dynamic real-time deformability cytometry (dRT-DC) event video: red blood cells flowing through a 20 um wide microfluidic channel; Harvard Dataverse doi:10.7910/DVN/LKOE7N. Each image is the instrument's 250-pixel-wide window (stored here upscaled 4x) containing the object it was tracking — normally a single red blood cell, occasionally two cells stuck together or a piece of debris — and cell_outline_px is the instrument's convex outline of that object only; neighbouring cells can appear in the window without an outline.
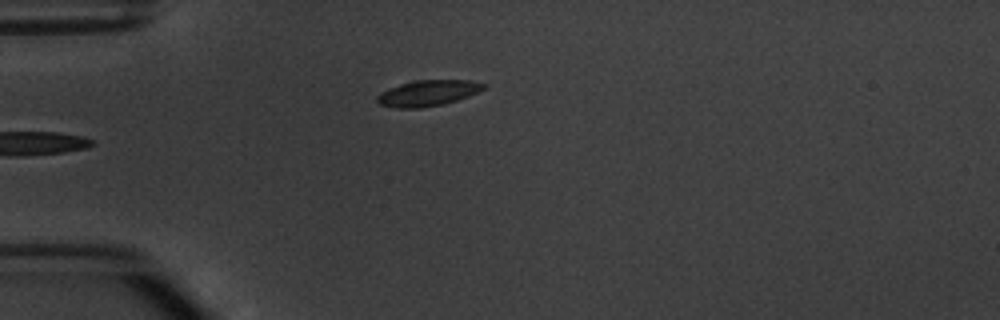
{"species": "common noctule bat (a hibernating species)", "species_latin": "Nyctalus noctula", "temperature_condition": "warm", "stored_images_in_passage": 6, "camera_frame_rate_fps": 3000, "um_per_image_px": 0.085, "animal": {"sex": "male", "body_mass_g": 20.1, "forearm_length_mm": 53.5}, "frame": {"image": 1, "passage_image": 5, "time_ms": 4.667, "image_size_px": [1000, 320], "cell_outline_px": [[488, 84], [484, 88], [468, 96], [444, 104], [420, 108], [396, 108], [380, 104], [376, 100], [376, 96], [380, 92], [388, 88], [400, 84], [416, 80], [472, 80]], "centroid_in_image_um": [36.35, 7.91], "position_along_channel_um": 48.6, "area_um2": 16.07}}